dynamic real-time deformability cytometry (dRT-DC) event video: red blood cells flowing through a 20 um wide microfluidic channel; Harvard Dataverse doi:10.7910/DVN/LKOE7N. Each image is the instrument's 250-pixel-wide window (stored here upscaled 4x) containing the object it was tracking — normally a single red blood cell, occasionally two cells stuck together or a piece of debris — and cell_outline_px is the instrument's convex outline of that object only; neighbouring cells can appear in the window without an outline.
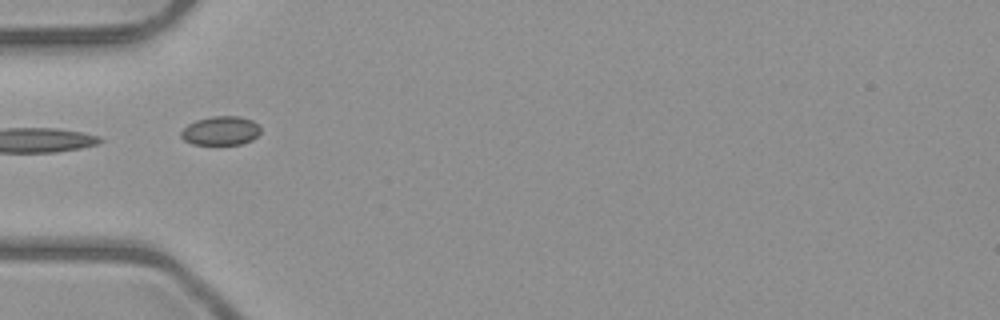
{"species": "common noctule bat (a hibernating species)", "species_latin": "Nyctalus noctula", "temperature_condition": "room temperature", "stored_images_in_passage": 5, "camera_frame_rate_fps": 3000, "um_per_image_px": 0.085, "animal": {"sex": "male", "body_mass_g": 23.1, "forearm_length_mm": 52.7}, "frame": {"image": 1, "passage_image": 5, "time_ms": 4.667, "image_size_px": [1000, 320], "cell_outline_px": [[260, 132], [252, 140], [240, 144], [192, 144], [184, 140], [180, 136], [180, 132], [188, 124], [196, 120], [212, 116], [240, 116], [252, 120], [260, 128]], "centroid_in_image_um": [18.74, 11.11], "position_along_channel_um": 66.3, "area_um2": 13.35}}